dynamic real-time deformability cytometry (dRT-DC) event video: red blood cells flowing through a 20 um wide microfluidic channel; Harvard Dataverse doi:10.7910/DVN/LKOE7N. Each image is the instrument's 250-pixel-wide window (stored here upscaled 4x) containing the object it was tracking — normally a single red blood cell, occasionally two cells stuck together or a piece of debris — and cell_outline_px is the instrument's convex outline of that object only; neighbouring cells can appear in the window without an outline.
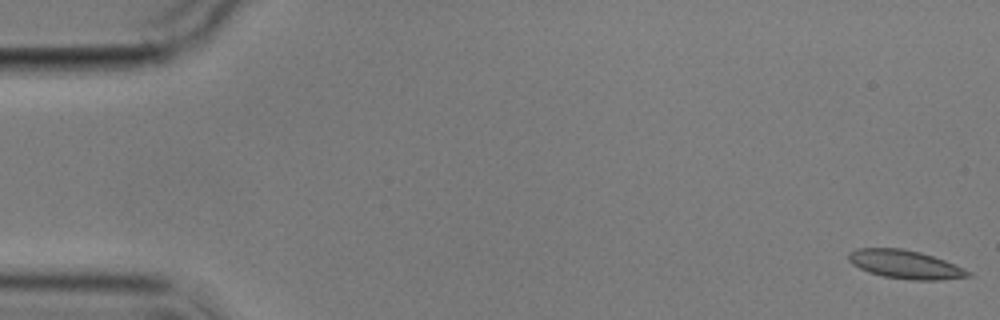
{"species": "common noctule bat (a hibernating species)", "species_latin": "Nyctalus noctula", "temperature_condition": "cold", "stored_images_in_passage": 5, "segment_of_instrument_passage": [2, 2], "camera_frame_rate_fps": 3000, "um_per_image_px": 0.085, "animal": {"sex": "male", "body_mass_g": 17.9}, "frame": {"image": 1, "passage_image": 5, "time_ms": 6.333, "image_size_px": [1000, 320], "cell_outline_px": [[972, 276], [940, 280], [912, 280], [884, 276], [868, 272], [852, 264], [848, 260], [848, 252], [856, 248], [904, 248], [920, 252], [944, 260], [964, 268], [972, 272]], "centroid_in_image_um": [76.94, 22.47], "position_along_channel_um": 8.1, "area_um2": 19.88}}